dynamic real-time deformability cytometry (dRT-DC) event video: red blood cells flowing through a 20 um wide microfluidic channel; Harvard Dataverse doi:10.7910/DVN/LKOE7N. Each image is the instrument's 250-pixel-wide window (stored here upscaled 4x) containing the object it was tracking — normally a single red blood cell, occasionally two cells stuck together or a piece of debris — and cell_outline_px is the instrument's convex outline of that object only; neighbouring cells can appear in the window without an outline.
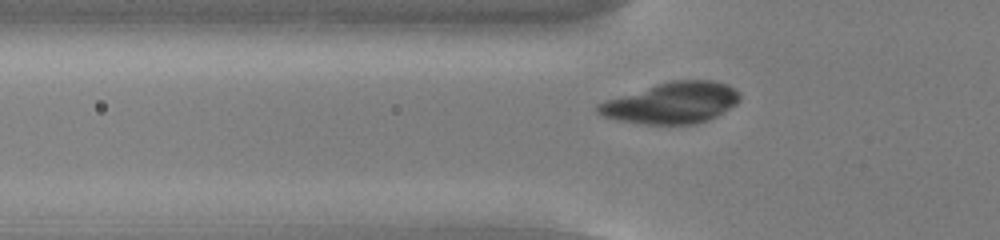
{"species": "common noctule bat (a hibernating species)", "species_latin": "Nyctalus noctula", "temperature_condition": "cold", "stored_images_in_passage": 38, "camera_frame_rate_fps": 3000, "um_per_image_px": 0.085, "animal": {"sex": "male", "body_mass_g": 13.0, "forearm_length_mm": 53.1}, "frame": {"image": 1, "passage_image": 2, "time_ms": 0.333, "image_size_px": [1000, 240], "cell_outline_px": [[740, 100], [736, 104], [716, 116], [708, 120], [696, 124], [648, 124], [620, 120], [604, 116], [596, 112], [596, 104], [604, 100], [672, 80], [712, 80], [728, 84], [736, 88], [740, 92]], "centroid_in_image_um": [57.14, 8.74], "position_along_channel_um": 68.7, "area_um2": 33.87}}
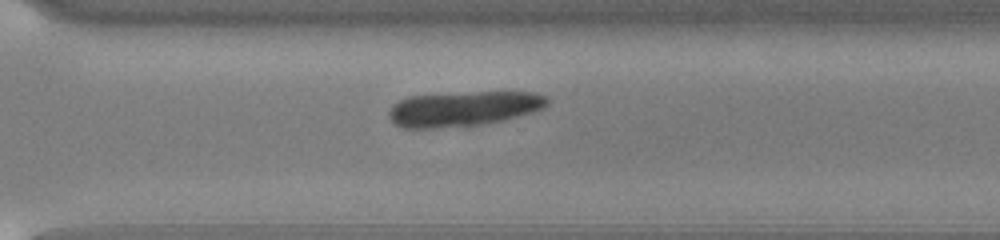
{"frame": {"image": 2, "passage_image": 23, "time_ms": 7.333, "image_size_px": [1000, 240], "cell_outline_px": [[548, 104], [544, 108], [516, 116], [500, 120], [480, 124], [432, 128], [404, 128], [396, 124], [388, 116], [388, 112], [400, 100], [408, 96], [480, 92], [536, 92], [548, 96]], "centroid_in_image_um": [39.41, 9.23], "position_along_channel_um": 331.2, "area_um2": 31.67}}
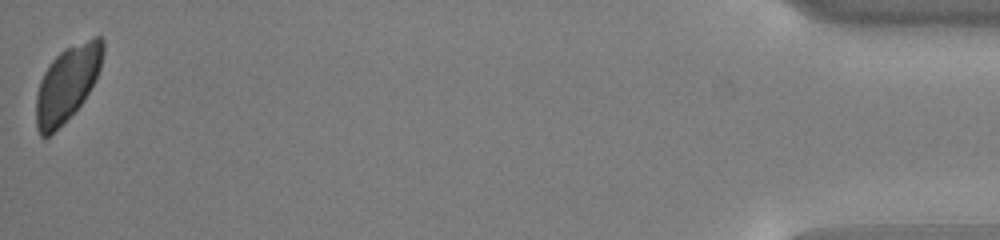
{"frame": {"image": 3, "passage_image": 38, "time_ms": 12.333, "image_size_px": [1000, 240], "cell_outline_px": [[104, 52], [100, 68], [96, 80], [84, 100], [64, 124], [48, 136], [40, 136], [36, 128], [36, 92], [40, 80], [44, 72], [52, 60], [64, 48], [92, 36], [100, 36], [104, 40]], "centroid_in_image_um": [5.72, 7.08], "position_along_channel_um": 429.5, "area_um2": 29.71}}